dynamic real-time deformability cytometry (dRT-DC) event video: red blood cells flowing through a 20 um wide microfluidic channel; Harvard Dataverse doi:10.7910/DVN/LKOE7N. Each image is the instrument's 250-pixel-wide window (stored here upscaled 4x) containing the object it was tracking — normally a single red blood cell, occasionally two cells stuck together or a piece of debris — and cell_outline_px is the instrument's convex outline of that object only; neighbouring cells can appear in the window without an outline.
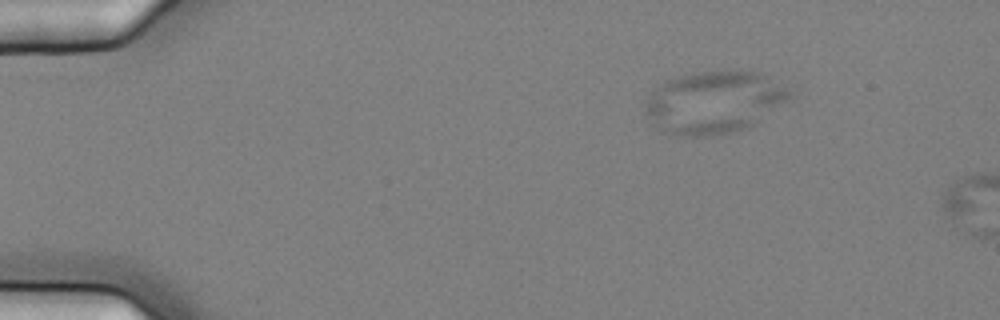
{"species": "common noctule bat (a hibernating species)", "species_latin": "Nyctalus noctula", "temperature_condition": "cold", "stored_images_in_passage": 2, "camera_frame_rate_fps": 3000, "um_per_image_px": 0.085, "animal": {"sex": "female", "body_mass_g": 25.1}, "frame": {"image": 1, "passage_image": 1, "time_ms": 0.0, "image_size_px": [1000, 320], "cell_outline_px": [[792, 96], [788, 100], [748, 128], [736, 132], [708, 136], [684, 136], [672, 132], [664, 128], [644, 108], [644, 104], [648, 92], [664, 80], [676, 76], [692, 72], [760, 72], [792, 92]], "centroid_in_image_um": [60.7, 8.67], "position_along_channel_um": 24.3, "area_um2": 51.5}}